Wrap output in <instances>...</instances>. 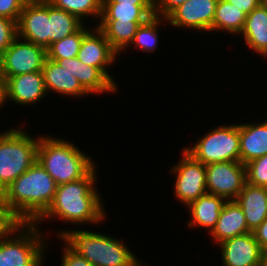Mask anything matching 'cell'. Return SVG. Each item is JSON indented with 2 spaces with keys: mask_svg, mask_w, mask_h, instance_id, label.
<instances>
[{
  "mask_svg": "<svg viewBox=\"0 0 267 266\" xmlns=\"http://www.w3.org/2000/svg\"><path fill=\"white\" fill-rule=\"evenodd\" d=\"M265 266H267V248L262 250V261Z\"/></svg>",
  "mask_w": 267,
  "mask_h": 266,
  "instance_id": "ab89813d",
  "label": "cell"
},
{
  "mask_svg": "<svg viewBox=\"0 0 267 266\" xmlns=\"http://www.w3.org/2000/svg\"><path fill=\"white\" fill-rule=\"evenodd\" d=\"M85 26L86 24L74 34L51 44L47 49V58L56 62L59 59L77 57L84 35L92 28Z\"/></svg>",
  "mask_w": 267,
  "mask_h": 266,
  "instance_id": "f1b7e54d",
  "label": "cell"
},
{
  "mask_svg": "<svg viewBox=\"0 0 267 266\" xmlns=\"http://www.w3.org/2000/svg\"><path fill=\"white\" fill-rule=\"evenodd\" d=\"M188 0H154L155 15L166 18L174 9Z\"/></svg>",
  "mask_w": 267,
  "mask_h": 266,
  "instance_id": "e575fe53",
  "label": "cell"
},
{
  "mask_svg": "<svg viewBox=\"0 0 267 266\" xmlns=\"http://www.w3.org/2000/svg\"><path fill=\"white\" fill-rule=\"evenodd\" d=\"M253 234L260 247L267 248V218L253 231Z\"/></svg>",
  "mask_w": 267,
  "mask_h": 266,
  "instance_id": "8d00e7d4",
  "label": "cell"
},
{
  "mask_svg": "<svg viewBox=\"0 0 267 266\" xmlns=\"http://www.w3.org/2000/svg\"><path fill=\"white\" fill-rule=\"evenodd\" d=\"M102 2H120V3H154V0H102Z\"/></svg>",
  "mask_w": 267,
  "mask_h": 266,
  "instance_id": "74e56055",
  "label": "cell"
},
{
  "mask_svg": "<svg viewBox=\"0 0 267 266\" xmlns=\"http://www.w3.org/2000/svg\"><path fill=\"white\" fill-rule=\"evenodd\" d=\"M246 183L267 188V154L245 164Z\"/></svg>",
  "mask_w": 267,
  "mask_h": 266,
  "instance_id": "f546056e",
  "label": "cell"
},
{
  "mask_svg": "<svg viewBox=\"0 0 267 266\" xmlns=\"http://www.w3.org/2000/svg\"><path fill=\"white\" fill-rule=\"evenodd\" d=\"M78 146L64 138L40 135L37 162L54 179L57 185L83 178L95 161Z\"/></svg>",
  "mask_w": 267,
  "mask_h": 266,
  "instance_id": "277c9868",
  "label": "cell"
},
{
  "mask_svg": "<svg viewBox=\"0 0 267 266\" xmlns=\"http://www.w3.org/2000/svg\"><path fill=\"white\" fill-rule=\"evenodd\" d=\"M235 201L253 232L267 218V188L246 183Z\"/></svg>",
  "mask_w": 267,
  "mask_h": 266,
  "instance_id": "44dd1931",
  "label": "cell"
},
{
  "mask_svg": "<svg viewBox=\"0 0 267 266\" xmlns=\"http://www.w3.org/2000/svg\"><path fill=\"white\" fill-rule=\"evenodd\" d=\"M42 71L12 76L4 81V103L32 106L47 96Z\"/></svg>",
  "mask_w": 267,
  "mask_h": 266,
  "instance_id": "5bb4252c",
  "label": "cell"
},
{
  "mask_svg": "<svg viewBox=\"0 0 267 266\" xmlns=\"http://www.w3.org/2000/svg\"><path fill=\"white\" fill-rule=\"evenodd\" d=\"M164 22L168 24L166 18L157 15L150 17L145 23L138 27L137 33L135 34L134 39L128 48H138L139 51H144L145 53H153L156 51L159 43L158 30L161 26L160 24L164 25Z\"/></svg>",
  "mask_w": 267,
  "mask_h": 266,
  "instance_id": "4316f807",
  "label": "cell"
},
{
  "mask_svg": "<svg viewBox=\"0 0 267 266\" xmlns=\"http://www.w3.org/2000/svg\"><path fill=\"white\" fill-rule=\"evenodd\" d=\"M262 3H263L264 6L267 8V0H263Z\"/></svg>",
  "mask_w": 267,
  "mask_h": 266,
  "instance_id": "60d3db41",
  "label": "cell"
},
{
  "mask_svg": "<svg viewBox=\"0 0 267 266\" xmlns=\"http://www.w3.org/2000/svg\"><path fill=\"white\" fill-rule=\"evenodd\" d=\"M119 56L110 46L104 33L93 26L83 37L82 43L77 54V58L85 64L97 67L116 87L114 77L110 75V65H114Z\"/></svg>",
  "mask_w": 267,
  "mask_h": 266,
  "instance_id": "4fadbf2b",
  "label": "cell"
},
{
  "mask_svg": "<svg viewBox=\"0 0 267 266\" xmlns=\"http://www.w3.org/2000/svg\"><path fill=\"white\" fill-rule=\"evenodd\" d=\"M146 21L99 20L95 23L105 35L112 49L120 55L134 39L138 27Z\"/></svg>",
  "mask_w": 267,
  "mask_h": 266,
  "instance_id": "603a6c76",
  "label": "cell"
},
{
  "mask_svg": "<svg viewBox=\"0 0 267 266\" xmlns=\"http://www.w3.org/2000/svg\"><path fill=\"white\" fill-rule=\"evenodd\" d=\"M18 37L25 41L49 48V2L28 0L17 22Z\"/></svg>",
  "mask_w": 267,
  "mask_h": 266,
  "instance_id": "8fae6325",
  "label": "cell"
},
{
  "mask_svg": "<svg viewBox=\"0 0 267 266\" xmlns=\"http://www.w3.org/2000/svg\"><path fill=\"white\" fill-rule=\"evenodd\" d=\"M240 35L249 50L267 58V8L263 3L246 15Z\"/></svg>",
  "mask_w": 267,
  "mask_h": 266,
  "instance_id": "7402d4cb",
  "label": "cell"
},
{
  "mask_svg": "<svg viewBox=\"0 0 267 266\" xmlns=\"http://www.w3.org/2000/svg\"><path fill=\"white\" fill-rule=\"evenodd\" d=\"M181 151L182 159L174 163L170 172L176 177L173 184L175 198L187 207L191 202L207 193L206 167L184 149Z\"/></svg>",
  "mask_w": 267,
  "mask_h": 266,
  "instance_id": "ba28073f",
  "label": "cell"
},
{
  "mask_svg": "<svg viewBox=\"0 0 267 266\" xmlns=\"http://www.w3.org/2000/svg\"><path fill=\"white\" fill-rule=\"evenodd\" d=\"M205 167L207 193L235 200L246 184L245 165L240 161H226Z\"/></svg>",
  "mask_w": 267,
  "mask_h": 266,
  "instance_id": "30bf717a",
  "label": "cell"
},
{
  "mask_svg": "<svg viewBox=\"0 0 267 266\" xmlns=\"http://www.w3.org/2000/svg\"><path fill=\"white\" fill-rule=\"evenodd\" d=\"M24 222L10 209L0 194V241L10 236Z\"/></svg>",
  "mask_w": 267,
  "mask_h": 266,
  "instance_id": "4dcf8cb0",
  "label": "cell"
},
{
  "mask_svg": "<svg viewBox=\"0 0 267 266\" xmlns=\"http://www.w3.org/2000/svg\"><path fill=\"white\" fill-rule=\"evenodd\" d=\"M61 242L64 243L61 266H93L83 256H80L73 251L62 239Z\"/></svg>",
  "mask_w": 267,
  "mask_h": 266,
  "instance_id": "836d02e7",
  "label": "cell"
},
{
  "mask_svg": "<svg viewBox=\"0 0 267 266\" xmlns=\"http://www.w3.org/2000/svg\"><path fill=\"white\" fill-rule=\"evenodd\" d=\"M240 162L250 161L267 154V119L261 123H239Z\"/></svg>",
  "mask_w": 267,
  "mask_h": 266,
  "instance_id": "ffe728a7",
  "label": "cell"
},
{
  "mask_svg": "<svg viewBox=\"0 0 267 266\" xmlns=\"http://www.w3.org/2000/svg\"><path fill=\"white\" fill-rule=\"evenodd\" d=\"M3 105H5L4 103V81L2 78V74L0 73V109L4 107Z\"/></svg>",
  "mask_w": 267,
  "mask_h": 266,
  "instance_id": "f35d334b",
  "label": "cell"
},
{
  "mask_svg": "<svg viewBox=\"0 0 267 266\" xmlns=\"http://www.w3.org/2000/svg\"><path fill=\"white\" fill-rule=\"evenodd\" d=\"M246 14L226 0H218L212 23V32L220 31L240 36L244 27Z\"/></svg>",
  "mask_w": 267,
  "mask_h": 266,
  "instance_id": "d4e9b609",
  "label": "cell"
},
{
  "mask_svg": "<svg viewBox=\"0 0 267 266\" xmlns=\"http://www.w3.org/2000/svg\"><path fill=\"white\" fill-rule=\"evenodd\" d=\"M38 227L41 226L23 223L0 241V266H43V258L49 246L46 243V232Z\"/></svg>",
  "mask_w": 267,
  "mask_h": 266,
  "instance_id": "8992f818",
  "label": "cell"
},
{
  "mask_svg": "<svg viewBox=\"0 0 267 266\" xmlns=\"http://www.w3.org/2000/svg\"><path fill=\"white\" fill-rule=\"evenodd\" d=\"M56 62L73 74L90 96L104 92L113 94L118 90L97 67L85 64L77 57L59 59Z\"/></svg>",
  "mask_w": 267,
  "mask_h": 266,
  "instance_id": "2e32d148",
  "label": "cell"
},
{
  "mask_svg": "<svg viewBox=\"0 0 267 266\" xmlns=\"http://www.w3.org/2000/svg\"><path fill=\"white\" fill-rule=\"evenodd\" d=\"M227 200L224 197L206 193L200 196L188 206L190 220L186 226L189 228H204L209 234L216 227L221 210Z\"/></svg>",
  "mask_w": 267,
  "mask_h": 266,
  "instance_id": "d6986e66",
  "label": "cell"
},
{
  "mask_svg": "<svg viewBox=\"0 0 267 266\" xmlns=\"http://www.w3.org/2000/svg\"><path fill=\"white\" fill-rule=\"evenodd\" d=\"M45 88L47 93L54 92L55 94L71 96L69 98H76L82 96L89 97L90 95L78 81V79L71 74L67 69L61 67L57 62L46 58L42 68Z\"/></svg>",
  "mask_w": 267,
  "mask_h": 266,
  "instance_id": "e0dca14e",
  "label": "cell"
},
{
  "mask_svg": "<svg viewBox=\"0 0 267 266\" xmlns=\"http://www.w3.org/2000/svg\"><path fill=\"white\" fill-rule=\"evenodd\" d=\"M84 23L76 16L49 3V47L77 32Z\"/></svg>",
  "mask_w": 267,
  "mask_h": 266,
  "instance_id": "484cf974",
  "label": "cell"
},
{
  "mask_svg": "<svg viewBox=\"0 0 267 266\" xmlns=\"http://www.w3.org/2000/svg\"><path fill=\"white\" fill-rule=\"evenodd\" d=\"M28 134L21 124L0 131V194L37 161L40 136Z\"/></svg>",
  "mask_w": 267,
  "mask_h": 266,
  "instance_id": "5b68a950",
  "label": "cell"
},
{
  "mask_svg": "<svg viewBox=\"0 0 267 266\" xmlns=\"http://www.w3.org/2000/svg\"><path fill=\"white\" fill-rule=\"evenodd\" d=\"M252 232L246 223L242 208L235 200H227L221 210L216 227L209 234L216 245L236 236Z\"/></svg>",
  "mask_w": 267,
  "mask_h": 266,
  "instance_id": "ac0fdd59",
  "label": "cell"
},
{
  "mask_svg": "<svg viewBox=\"0 0 267 266\" xmlns=\"http://www.w3.org/2000/svg\"><path fill=\"white\" fill-rule=\"evenodd\" d=\"M218 0H188L174 9L167 22L174 28L212 33V23Z\"/></svg>",
  "mask_w": 267,
  "mask_h": 266,
  "instance_id": "7c38bea8",
  "label": "cell"
},
{
  "mask_svg": "<svg viewBox=\"0 0 267 266\" xmlns=\"http://www.w3.org/2000/svg\"><path fill=\"white\" fill-rule=\"evenodd\" d=\"M96 165L81 179L57 186L53 201L48 209L34 222L59 219L58 222L97 225L103 223L106 213L101 194L95 187Z\"/></svg>",
  "mask_w": 267,
  "mask_h": 266,
  "instance_id": "6da1fadb",
  "label": "cell"
},
{
  "mask_svg": "<svg viewBox=\"0 0 267 266\" xmlns=\"http://www.w3.org/2000/svg\"><path fill=\"white\" fill-rule=\"evenodd\" d=\"M57 236L93 266H145L119 238L94 230L64 229Z\"/></svg>",
  "mask_w": 267,
  "mask_h": 266,
  "instance_id": "3957f363",
  "label": "cell"
},
{
  "mask_svg": "<svg viewBox=\"0 0 267 266\" xmlns=\"http://www.w3.org/2000/svg\"><path fill=\"white\" fill-rule=\"evenodd\" d=\"M57 186L54 179L36 161L1 195L24 223H34L52 203Z\"/></svg>",
  "mask_w": 267,
  "mask_h": 266,
  "instance_id": "7a4b0ae2",
  "label": "cell"
},
{
  "mask_svg": "<svg viewBox=\"0 0 267 266\" xmlns=\"http://www.w3.org/2000/svg\"><path fill=\"white\" fill-rule=\"evenodd\" d=\"M221 251L222 266H259L262 248L253 232L236 236L217 245Z\"/></svg>",
  "mask_w": 267,
  "mask_h": 266,
  "instance_id": "9a60e30c",
  "label": "cell"
},
{
  "mask_svg": "<svg viewBox=\"0 0 267 266\" xmlns=\"http://www.w3.org/2000/svg\"><path fill=\"white\" fill-rule=\"evenodd\" d=\"M53 6L65 10L76 16L84 24L85 17L100 20L102 12V0H47Z\"/></svg>",
  "mask_w": 267,
  "mask_h": 266,
  "instance_id": "83f0119b",
  "label": "cell"
},
{
  "mask_svg": "<svg viewBox=\"0 0 267 266\" xmlns=\"http://www.w3.org/2000/svg\"><path fill=\"white\" fill-rule=\"evenodd\" d=\"M27 0H0V16L18 22Z\"/></svg>",
  "mask_w": 267,
  "mask_h": 266,
  "instance_id": "d6a6232c",
  "label": "cell"
},
{
  "mask_svg": "<svg viewBox=\"0 0 267 266\" xmlns=\"http://www.w3.org/2000/svg\"><path fill=\"white\" fill-rule=\"evenodd\" d=\"M153 15L154 3L102 2L100 20L147 21Z\"/></svg>",
  "mask_w": 267,
  "mask_h": 266,
  "instance_id": "cb8c5ba5",
  "label": "cell"
},
{
  "mask_svg": "<svg viewBox=\"0 0 267 266\" xmlns=\"http://www.w3.org/2000/svg\"><path fill=\"white\" fill-rule=\"evenodd\" d=\"M230 4L235 5L236 8L248 15L253 9L262 4L263 0H226Z\"/></svg>",
  "mask_w": 267,
  "mask_h": 266,
  "instance_id": "d590c367",
  "label": "cell"
},
{
  "mask_svg": "<svg viewBox=\"0 0 267 266\" xmlns=\"http://www.w3.org/2000/svg\"><path fill=\"white\" fill-rule=\"evenodd\" d=\"M184 149L204 165L226 161H240L239 123L215 126Z\"/></svg>",
  "mask_w": 267,
  "mask_h": 266,
  "instance_id": "52a82bcc",
  "label": "cell"
},
{
  "mask_svg": "<svg viewBox=\"0 0 267 266\" xmlns=\"http://www.w3.org/2000/svg\"><path fill=\"white\" fill-rule=\"evenodd\" d=\"M47 50L17 37L0 55L3 81L12 76L42 71Z\"/></svg>",
  "mask_w": 267,
  "mask_h": 266,
  "instance_id": "9c48e42d",
  "label": "cell"
},
{
  "mask_svg": "<svg viewBox=\"0 0 267 266\" xmlns=\"http://www.w3.org/2000/svg\"><path fill=\"white\" fill-rule=\"evenodd\" d=\"M17 37V22L0 16V55Z\"/></svg>",
  "mask_w": 267,
  "mask_h": 266,
  "instance_id": "1f68e13d",
  "label": "cell"
}]
</instances>
